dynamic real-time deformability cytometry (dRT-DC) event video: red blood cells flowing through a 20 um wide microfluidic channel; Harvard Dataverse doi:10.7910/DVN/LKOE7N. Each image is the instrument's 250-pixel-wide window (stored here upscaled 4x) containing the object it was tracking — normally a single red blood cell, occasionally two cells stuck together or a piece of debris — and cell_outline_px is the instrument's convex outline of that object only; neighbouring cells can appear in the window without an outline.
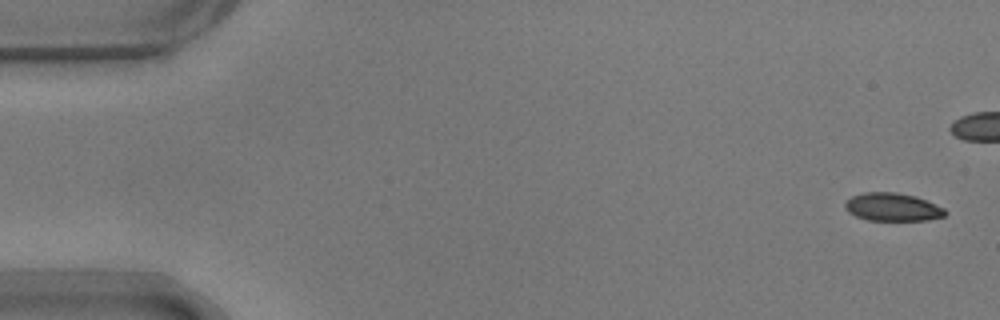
{"species": "common noctule bat (a hibernating species)", "species_latin": "Nyctalus noctula", "temperature_condition": "warm", "stored_images_in_passage": 43, "camera_frame_rate_fps": 3000, "um_per_image_px": 0.085, "animal": {"sex": "male", "body_mass_g": 17.9}, "frame": {"image": 1, "passage_image": 1, "time_ms": 0.0, "image_size_px": [1000, 320], "cell_outline_px": [[948, 212], [944, 216], [928, 220], [868, 220], [856, 216], [848, 212], [844, 208], [844, 204], [852, 196], [864, 192], [896, 192], [916, 196], [944, 208]], "centroid_in_image_um": [75.86, 17.6], "position_along_channel_um": 9.1, "area_um2": 16.36}}
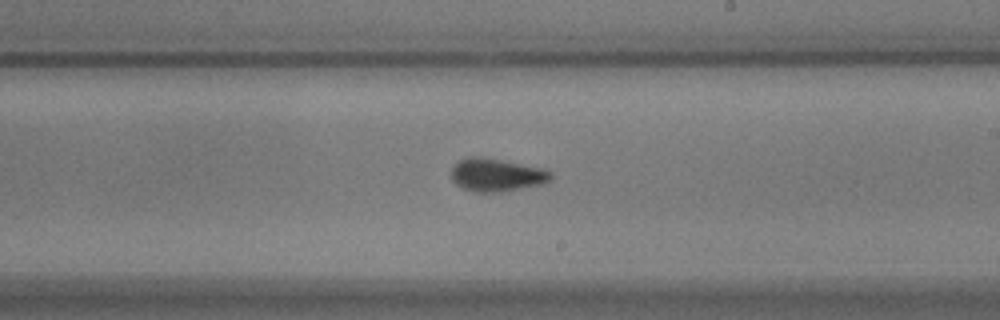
{"frame": {"image": 2, "passage_image": 31, "time_ms": 10.0, "image_size_px": [1000, 320], "cell_outline_px": [[552, 176], [548, 184], [500, 192], [476, 192], [464, 188], [456, 184], [452, 180], [452, 168], [460, 160], [468, 156], [480, 156], [544, 168], [552, 172]], "centroid_in_image_um": [42.26, 14.87], "position_along_channel_um": 246.7, "area_um2": 19.31}}
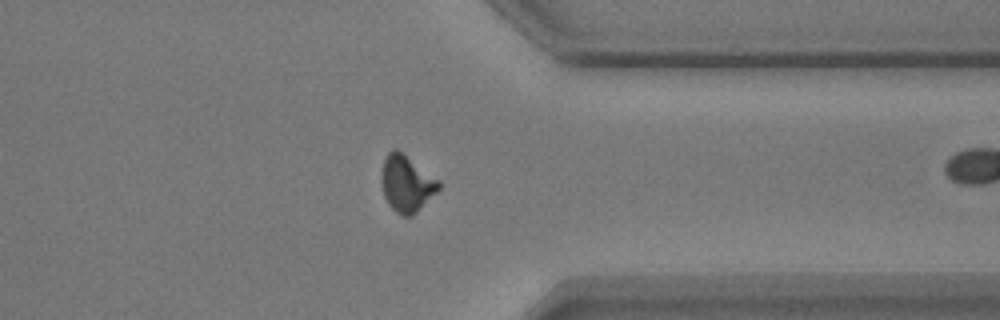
{"frame": {"image": 3, "passage_image": 42, "time_ms": 13.667, "image_size_px": [1000, 320], "cell_outline_px": [[440, 188], [412, 216], [404, 216], [396, 212], [388, 204], [384, 196], [380, 176], [384, 160], [388, 152], [392, 148], [396, 148], [440, 180]], "centroid_in_image_um": [34.54, 15.59], "position_along_channel_um": 376.9, "area_um2": 18.79}}